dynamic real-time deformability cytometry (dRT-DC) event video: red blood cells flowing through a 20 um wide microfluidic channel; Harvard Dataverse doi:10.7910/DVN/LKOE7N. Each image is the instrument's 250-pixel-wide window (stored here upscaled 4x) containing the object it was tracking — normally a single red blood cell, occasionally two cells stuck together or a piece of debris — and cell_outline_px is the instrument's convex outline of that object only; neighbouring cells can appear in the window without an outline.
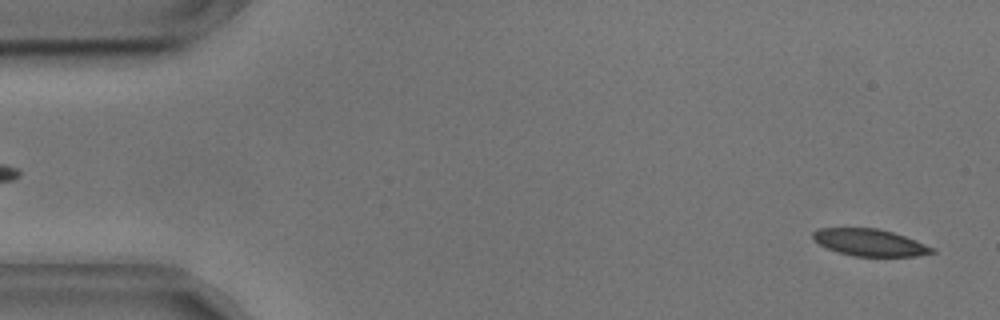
{"species": "common noctule bat (a hibernating species)", "species_latin": "Nyctalus noctula", "temperature_condition": "cold", "stored_images_in_passage": 54, "camera_frame_rate_fps": 3000, "um_per_image_px": 0.085, "animal": {"sex": "male", "body_mass_g": 17.9, "forearm_length_mm": 54.2}, "frame": {"image": 1, "passage_image": 2, "time_ms": 0.333, "image_size_px": [1000, 320], "cell_outline_px": [[936, 252], [916, 256], [852, 256], [836, 252], [820, 244], [812, 236], [812, 232], [820, 228], [876, 228], [892, 232], [904, 236], [936, 248]], "centroid_in_image_um": [73.94, 20.62], "position_along_channel_um": 11.1, "area_um2": 18.61}}
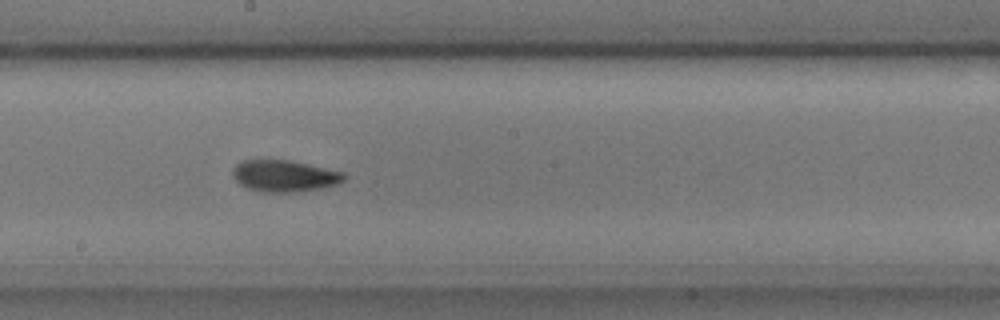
{"frame": {"image": 2, "passage_image": 29, "time_ms": 9.333, "image_size_px": [1000, 320], "cell_outline_px": [[348, 176], [340, 184], [324, 188], [292, 192], [264, 192], [248, 188], [240, 184], [232, 176], [232, 172], [236, 164], [244, 160], [288, 160], [308, 164], [344, 172]], "centroid_in_image_um": [24.22, 14.96], "position_along_channel_um": 224.0, "area_um2": 20.58}}
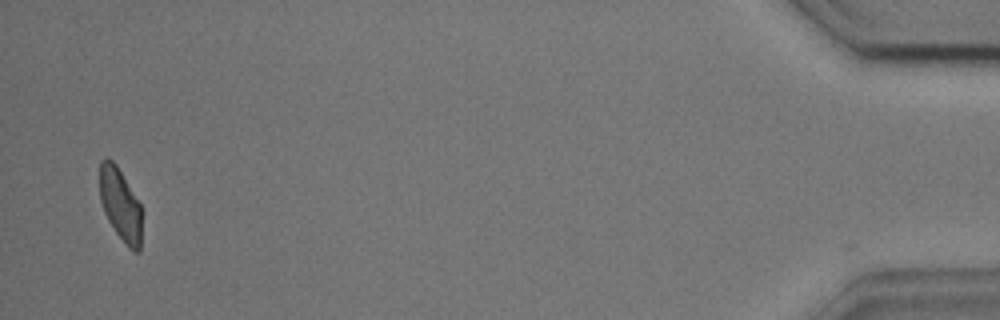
{"frame": {"image": 3, "passage_image": 53, "time_ms": 17.333, "image_size_px": [1000, 320], "cell_outline_px": [[140, 252], [136, 252], [128, 248], [116, 232], [108, 220], [104, 212], [100, 200], [100, 160], [104, 156], [108, 156], [116, 164], [140, 204]], "centroid_in_image_um": [10.2, 17.35], "position_along_channel_um": 425.0, "area_um2": 17.57}}